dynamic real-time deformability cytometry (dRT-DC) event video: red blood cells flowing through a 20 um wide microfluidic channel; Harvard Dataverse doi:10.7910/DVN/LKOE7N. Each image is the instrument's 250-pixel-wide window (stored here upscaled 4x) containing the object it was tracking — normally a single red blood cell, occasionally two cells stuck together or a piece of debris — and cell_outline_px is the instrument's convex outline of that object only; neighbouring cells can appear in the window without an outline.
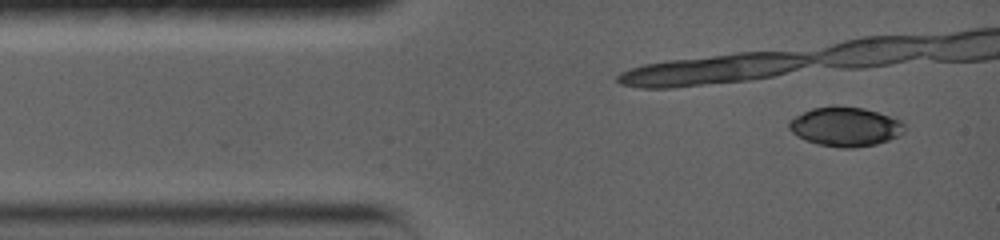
{"species": "common noctule bat (a hibernating species)", "species_latin": "Nyctalus noctula", "temperature_condition": "warm", "stored_images_in_passage": 9, "camera_frame_rate_fps": 5000, "um_per_image_px": 0.085, "animal": {"sex": "female", "body_mass_g": 19.0, "forearm_length_mm": 56.7}, "frame": {"image": 1, "passage_image": 3, "time_ms": 0.6, "image_size_px": [1000, 240], "cell_outline_px": [[904, 132], [888, 140], [876, 144], [852, 148], [844, 148], [816, 144], [804, 140], [796, 136], [788, 128], [788, 120], [812, 108], [864, 108], [900, 120], [904, 124]], "centroid_in_image_um": [71.81, 10.8], "position_along_channel_um": 13.2, "area_um2": 25.84}}